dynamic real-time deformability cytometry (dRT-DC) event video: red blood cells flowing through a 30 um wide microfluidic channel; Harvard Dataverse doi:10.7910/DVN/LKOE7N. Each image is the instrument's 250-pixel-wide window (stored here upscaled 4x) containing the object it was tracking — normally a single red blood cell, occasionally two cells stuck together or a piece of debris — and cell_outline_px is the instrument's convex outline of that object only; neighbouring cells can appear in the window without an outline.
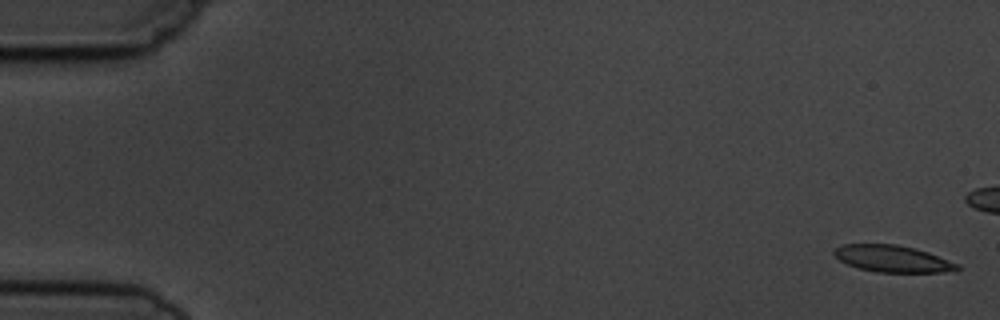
{"species": "common noctule bat (a hibernating species)", "species_latin": "Nyctalus noctula", "temperature_condition": "cold", "stored_images_in_passage": 8, "camera_frame_rate_fps": 3000, "um_per_image_px": 0.085, "animal": {"sex": "male", "body_mass_g": 19.5, "forearm_length_mm": 54.6}, "frame": {"image": 1, "passage_image": 1, "time_ms": 0.0, "image_size_px": [1000, 320], "cell_outline_px": [[960, 268], [956, 272], [876, 272], [860, 268], [848, 264], [840, 260], [832, 252], [836, 248], [844, 244], [896, 244], [916, 248], [928, 252], [960, 264]], "centroid_in_image_um": [75.93, 21.99], "position_along_channel_um": 9.1, "area_um2": 19.25}}
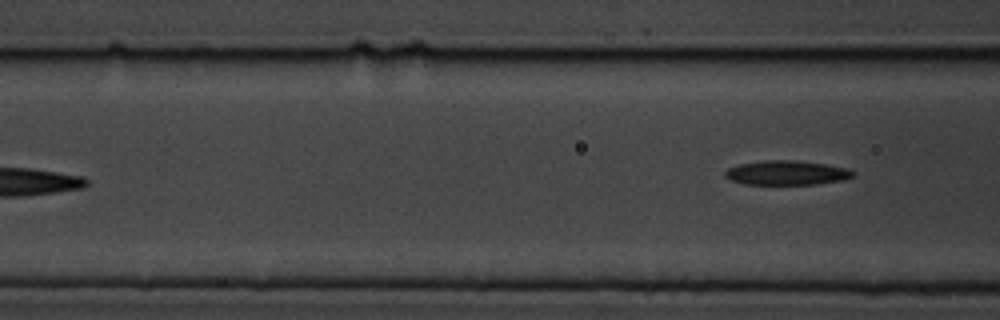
{"frame": {"image": 2, "passage_image": 8, "time_ms": 8.0, "image_size_px": [1000, 320], "cell_outline_px": [[856, 172], [852, 176], [840, 180], [816, 184], [744, 184], [732, 180], [724, 176], [724, 172], [728, 168], [740, 164], [764, 160], [796, 160], [824, 164], [848, 168]], "centroid_in_image_um": [66.85, 14.68], "position_along_channel_um": 99.8, "area_um2": 18.03}}